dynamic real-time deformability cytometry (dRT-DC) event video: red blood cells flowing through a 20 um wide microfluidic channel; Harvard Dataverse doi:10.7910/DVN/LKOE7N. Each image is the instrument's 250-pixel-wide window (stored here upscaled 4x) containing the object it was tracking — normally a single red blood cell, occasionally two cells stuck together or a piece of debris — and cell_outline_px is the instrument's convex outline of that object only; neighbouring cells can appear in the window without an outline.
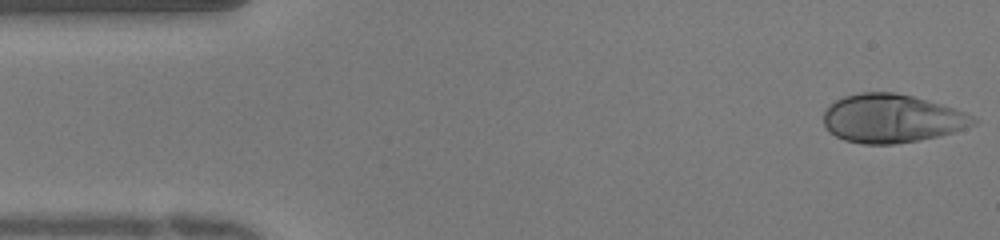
{"species": "human", "species_latin": "Homo sapiens", "temperature_condition": "warm", "stored_images_in_passage": 37, "camera_frame_rate_fps": 3000, "um_per_image_px": 0.085, "donor": {"sex": "female"}, "frame": {"image": 1, "passage_image": 1, "time_ms": 0.0, "image_size_px": [1000, 240], "cell_outline_px": [[976, 124], [952, 132], [920, 140], [892, 144], [860, 144], [844, 140], [828, 132], [824, 124], [824, 112], [836, 100], [844, 96], [860, 92], [892, 92], [912, 96], [940, 104], [964, 112], [972, 116], [976, 120]], "centroid_in_image_um": [75.76, 10.08], "position_along_channel_um": 9.2, "area_um2": 41.96}}
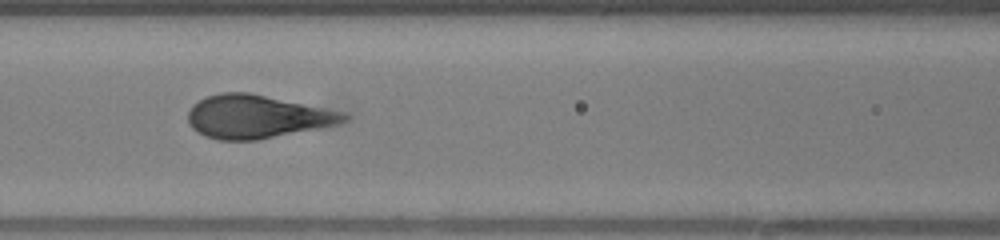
{"frame": {"image": 2, "passage_image": 15, "time_ms": 4.667, "image_size_px": [1000, 240], "cell_outline_px": [[352, 116], [348, 120], [336, 124], [256, 140], [220, 140], [204, 136], [196, 132], [188, 124], [188, 112], [192, 104], [208, 96], [220, 92], [248, 92], [344, 112]], "centroid_in_image_um": [21.79, 9.91], "position_along_channel_um": 144.8, "area_um2": 39.02}}
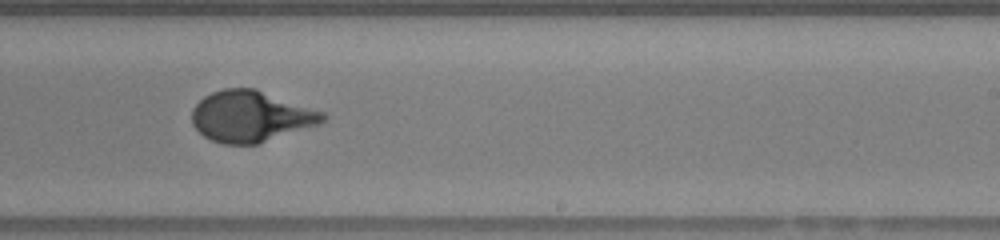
{"frame": {"image": 3, "passage_image": 22, "time_ms": 7.0, "image_size_px": [1000, 240], "cell_outline_px": [[328, 120], [320, 124], [256, 144], [224, 144], [212, 140], [204, 136], [192, 124], [192, 108], [204, 96], [212, 92], [224, 88], [256, 88], [324, 112], [328, 116]], "centroid_in_image_um": [21.34, 9.88], "position_along_channel_um": 267.7, "area_um2": 39.02}}